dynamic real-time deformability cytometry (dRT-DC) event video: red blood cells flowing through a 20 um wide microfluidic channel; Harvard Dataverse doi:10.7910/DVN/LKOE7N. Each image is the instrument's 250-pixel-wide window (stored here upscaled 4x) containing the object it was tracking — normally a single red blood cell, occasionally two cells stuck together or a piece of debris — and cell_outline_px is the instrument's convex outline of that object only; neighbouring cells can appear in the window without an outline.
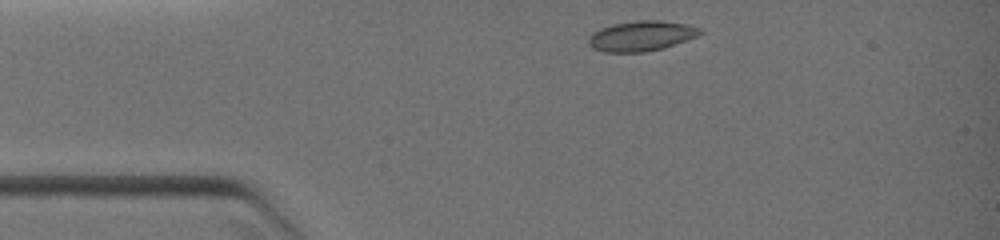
{"species": "common noctule bat (a hibernating species)", "species_latin": "Nyctalus noctula", "temperature_condition": "warm", "stored_images_in_passage": 5, "camera_frame_rate_fps": 3000, "um_per_image_px": 0.085, "animal": {"sex": "female", "body_mass_g": 19.0, "forearm_length_mm": 51.5}, "frame": {"image": 1, "passage_image": 1, "time_ms": 0.0, "image_size_px": [1000, 240], "cell_outline_px": [[704, 32], [696, 36], [664, 48], [644, 52], [604, 52], [592, 48], [588, 44], [588, 36], [592, 32], [600, 28], [612, 24], [640, 20], [660, 20], [684, 24], [700, 28]], "centroid_in_image_um": [54.46, 3.06], "position_along_channel_um": 30.5, "area_um2": 19.59}}
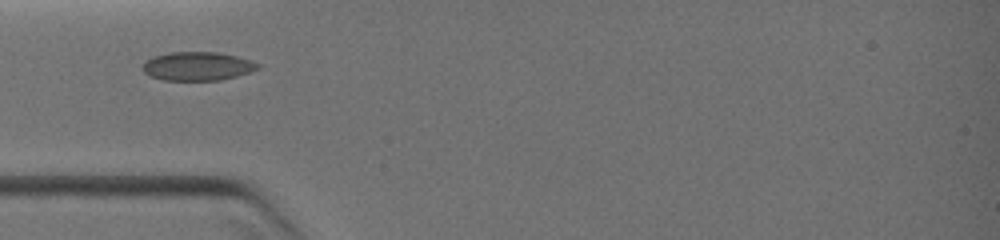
{"frame": {"image": 2, "passage_image": 4, "time_ms": 1.667, "image_size_px": [1000, 240], "cell_outline_px": [[260, 68], [236, 76], [220, 80], [164, 80], [152, 76], [144, 72], [140, 68], [148, 60], [156, 56], [172, 52], [216, 52], [236, 56], [260, 64]], "centroid_in_image_um": [16.79, 5.63], "position_along_channel_um": 68.2, "area_um2": 18.9}}
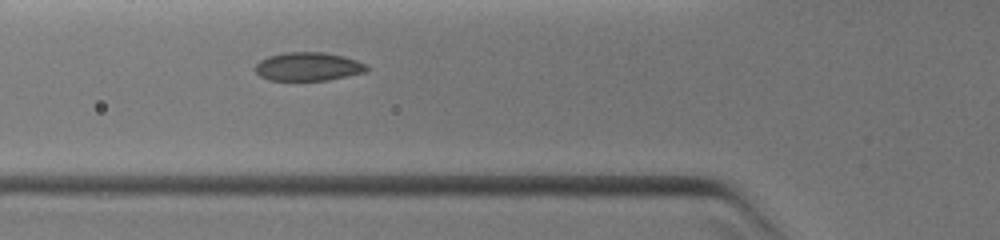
{"frame": {"image": 3, "passage_image": 5, "time_ms": 2.333, "image_size_px": [1000, 240], "cell_outline_px": [[368, 72], [328, 80], [268, 80], [260, 76], [256, 72], [256, 64], [260, 60], [268, 56], [284, 52], [324, 52], [344, 56], [368, 64]], "centroid_in_image_um": [26.23, 5.66], "position_along_channel_um": 99.6, "area_um2": 18.67}}